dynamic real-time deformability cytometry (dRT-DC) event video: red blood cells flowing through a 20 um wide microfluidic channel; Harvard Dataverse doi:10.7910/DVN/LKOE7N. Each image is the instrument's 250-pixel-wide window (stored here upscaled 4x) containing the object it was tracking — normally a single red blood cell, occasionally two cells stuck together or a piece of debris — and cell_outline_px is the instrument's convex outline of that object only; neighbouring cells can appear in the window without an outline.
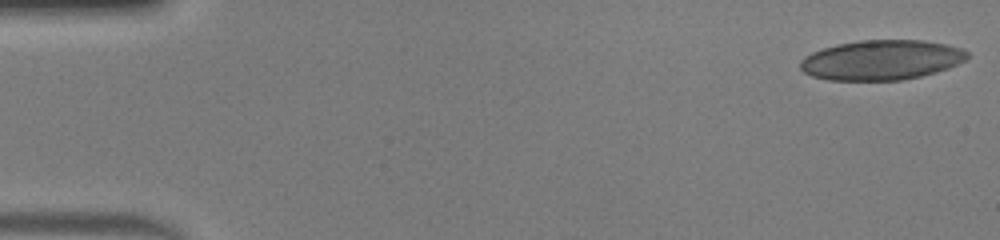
{"species": "human", "species_latin": "Homo sapiens", "temperature_condition": "warm", "stored_images_in_passage": 48, "camera_frame_rate_fps": 3000, "um_per_image_px": 0.085, "donor": {"sex": "male"}, "frame": {"image": 1, "passage_image": 1, "time_ms": 0.0, "image_size_px": [1000, 240], "cell_outline_px": [[968, 56], [964, 60], [948, 68], [936, 72], [920, 76], [900, 80], [828, 80], [812, 76], [804, 72], [800, 68], [800, 60], [804, 56], [812, 52], [836, 44], [860, 40], [920, 40], [948, 44], [960, 48], [968, 52]], "centroid_in_image_um": [74.89, 5.09], "position_along_channel_um": 10.1, "area_um2": 38.78}}
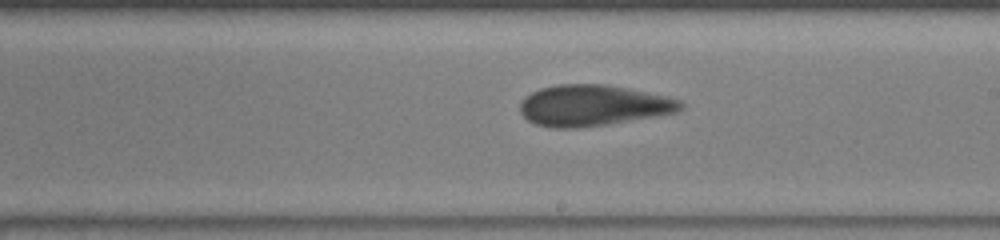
{"frame": {"image": 2, "passage_image": 28, "time_ms": 9.0, "image_size_px": [1000, 240], "cell_outline_px": [[684, 108], [676, 112], [656, 116], [608, 124], [576, 128], [552, 128], [536, 124], [528, 120], [520, 112], [520, 104], [532, 92], [540, 88], [560, 84], [604, 84], [628, 88], [668, 96], [680, 100], [684, 104]], "centroid_in_image_um": [50.44, 8.96], "position_along_channel_um": 238.6, "area_um2": 38.32}}
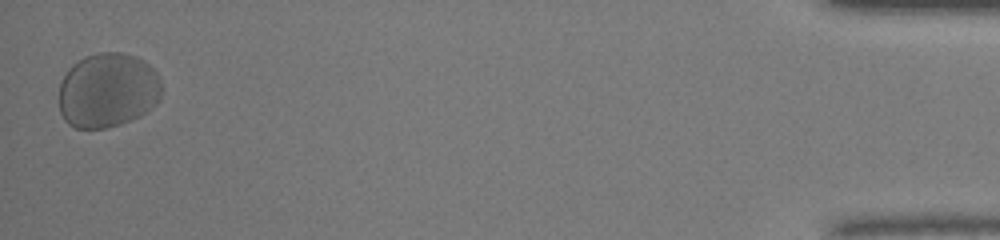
{"frame": {"image": 3, "passage_image": 48, "time_ms": 15.667, "image_size_px": [1000, 240], "cell_outline_px": [[164, 88], [156, 104], [140, 116], [120, 124], [108, 128], [76, 128], [68, 124], [64, 120], [60, 112], [60, 84], [68, 68], [72, 64], [84, 56], [96, 52], [124, 52], [136, 56], [144, 60], [160, 76]], "centroid_in_image_um": [9.18, 7.66], "position_along_channel_um": 426.0, "area_um2": 45.32}, "authors_computed_cell_mechanics": {"area_um2": 38.9283, "velocity_mm_per_s": 4.1793, "shape_relaxation_time_tau1_ms": 4.1124, "shape_relaxation_time_tau2_ms": 1.7697, "deformation_change_tau1": 0.0945, "deformation_change_tau2": 0.0779}}